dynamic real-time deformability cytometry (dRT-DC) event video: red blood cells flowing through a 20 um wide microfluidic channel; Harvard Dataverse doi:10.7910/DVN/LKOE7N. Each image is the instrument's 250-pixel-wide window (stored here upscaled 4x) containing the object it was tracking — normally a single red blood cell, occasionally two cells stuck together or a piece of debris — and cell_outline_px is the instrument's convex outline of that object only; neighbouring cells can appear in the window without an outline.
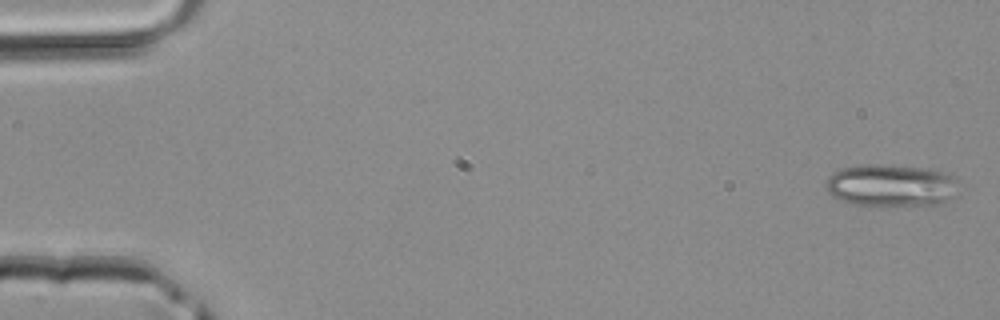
{"species": "common noctule bat (a hibernating species)", "species_latin": "Nyctalus noctula", "temperature_condition": "room temperature", "stored_images_in_passage": 3, "camera_frame_rate_fps": 3000, "um_per_image_px": 0.085, "animal": {"sex": "male", "body_mass_g": 20.4}, "frame": {"image": 1, "passage_image": 1, "time_ms": 0.0, "image_size_px": [1000, 320], "cell_outline_px": [[956, 176], [952, 196], [948, 200], [940, 204], [884, 208], [856, 204], [840, 200], [832, 196], [824, 188], [824, 184], [828, 176], [832, 172], [840, 168], [856, 164], [880, 164], [924, 168], [948, 172]], "centroid_in_image_um": [75.66, 15.78], "position_along_channel_um": 9.3, "area_um2": 33.7}}